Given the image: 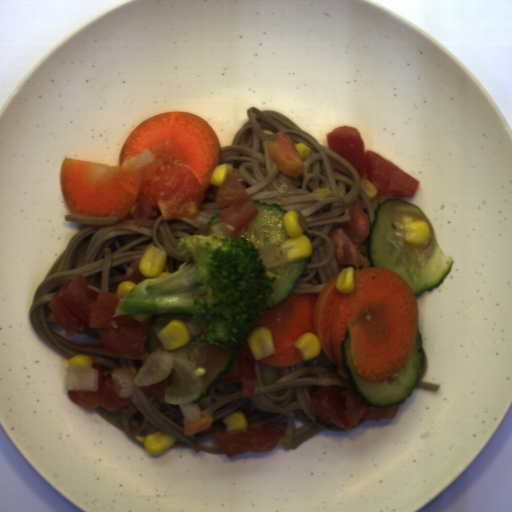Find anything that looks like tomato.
<instances>
[{
	"instance_id": "obj_4",
	"label": "tomato",
	"mask_w": 512,
	"mask_h": 512,
	"mask_svg": "<svg viewBox=\"0 0 512 512\" xmlns=\"http://www.w3.org/2000/svg\"><path fill=\"white\" fill-rule=\"evenodd\" d=\"M399 405L387 408H370L352 388L341 392L332 386H322L309 398L308 410L321 419H329L334 425L350 430L364 418L367 421L381 422L393 420L399 412Z\"/></svg>"
},
{
	"instance_id": "obj_10",
	"label": "tomato",
	"mask_w": 512,
	"mask_h": 512,
	"mask_svg": "<svg viewBox=\"0 0 512 512\" xmlns=\"http://www.w3.org/2000/svg\"><path fill=\"white\" fill-rule=\"evenodd\" d=\"M268 153L276 169L287 176L298 179L304 171V161L295 148V142L284 131L269 142Z\"/></svg>"
},
{
	"instance_id": "obj_12",
	"label": "tomato",
	"mask_w": 512,
	"mask_h": 512,
	"mask_svg": "<svg viewBox=\"0 0 512 512\" xmlns=\"http://www.w3.org/2000/svg\"><path fill=\"white\" fill-rule=\"evenodd\" d=\"M140 260L141 259L139 258L131 262V264L128 266L125 272L123 281H133L137 285L138 283L147 278L144 275H142L139 270Z\"/></svg>"
},
{
	"instance_id": "obj_1",
	"label": "tomato",
	"mask_w": 512,
	"mask_h": 512,
	"mask_svg": "<svg viewBox=\"0 0 512 512\" xmlns=\"http://www.w3.org/2000/svg\"><path fill=\"white\" fill-rule=\"evenodd\" d=\"M121 299L116 293H97L89 289L86 278L76 275L58 288L47 303L55 323L65 329L68 338L78 330L98 329L99 338L108 355L130 360H145L148 356L146 342L149 327L156 321L138 322L131 314L114 317Z\"/></svg>"
},
{
	"instance_id": "obj_11",
	"label": "tomato",
	"mask_w": 512,
	"mask_h": 512,
	"mask_svg": "<svg viewBox=\"0 0 512 512\" xmlns=\"http://www.w3.org/2000/svg\"><path fill=\"white\" fill-rule=\"evenodd\" d=\"M168 387V377L156 382L154 384L141 386L143 392L146 395H149L151 397L155 398H165L166 389Z\"/></svg>"
},
{
	"instance_id": "obj_8",
	"label": "tomato",
	"mask_w": 512,
	"mask_h": 512,
	"mask_svg": "<svg viewBox=\"0 0 512 512\" xmlns=\"http://www.w3.org/2000/svg\"><path fill=\"white\" fill-rule=\"evenodd\" d=\"M98 371L99 389L98 391H67L69 398L84 410L94 411L102 404L109 411L118 410L133 402L132 398H120L112 378L105 383L102 368L99 362H94L91 366Z\"/></svg>"
},
{
	"instance_id": "obj_6",
	"label": "tomato",
	"mask_w": 512,
	"mask_h": 512,
	"mask_svg": "<svg viewBox=\"0 0 512 512\" xmlns=\"http://www.w3.org/2000/svg\"><path fill=\"white\" fill-rule=\"evenodd\" d=\"M288 421L280 426L263 425L237 431H213L215 443L226 457L245 452L273 451L277 446L290 445L292 437L285 433Z\"/></svg>"
},
{
	"instance_id": "obj_7",
	"label": "tomato",
	"mask_w": 512,
	"mask_h": 512,
	"mask_svg": "<svg viewBox=\"0 0 512 512\" xmlns=\"http://www.w3.org/2000/svg\"><path fill=\"white\" fill-rule=\"evenodd\" d=\"M215 204L228 207L220 211L219 217L234 236L260 214L246 187L232 172L218 188Z\"/></svg>"
},
{
	"instance_id": "obj_9",
	"label": "tomato",
	"mask_w": 512,
	"mask_h": 512,
	"mask_svg": "<svg viewBox=\"0 0 512 512\" xmlns=\"http://www.w3.org/2000/svg\"><path fill=\"white\" fill-rule=\"evenodd\" d=\"M255 357L246 341L238 344L237 358L231 370L217 381L216 386L241 385V398L254 396L256 370Z\"/></svg>"
},
{
	"instance_id": "obj_3",
	"label": "tomato",
	"mask_w": 512,
	"mask_h": 512,
	"mask_svg": "<svg viewBox=\"0 0 512 512\" xmlns=\"http://www.w3.org/2000/svg\"><path fill=\"white\" fill-rule=\"evenodd\" d=\"M325 137L327 148L348 161L360 179L369 180L378 191L377 197L414 198L420 181L375 151L366 150L359 129L339 125Z\"/></svg>"
},
{
	"instance_id": "obj_5",
	"label": "tomato",
	"mask_w": 512,
	"mask_h": 512,
	"mask_svg": "<svg viewBox=\"0 0 512 512\" xmlns=\"http://www.w3.org/2000/svg\"><path fill=\"white\" fill-rule=\"evenodd\" d=\"M364 205L359 197L345 208L344 215H350L351 221L332 227L326 236L334 244V256L338 266H362L366 261L359 250L361 244L370 236L371 225Z\"/></svg>"
},
{
	"instance_id": "obj_2",
	"label": "tomato",
	"mask_w": 512,
	"mask_h": 512,
	"mask_svg": "<svg viewBox=\"0 0 512 512\" xmlns=\"http://www.w3.org/2000/svg\"><path fill=\"white\" fill-rule=\"evenodd\" d=\"M136 170L141 183L129 212L138 229L143 221L158 214L166 221L199 218L206 191L184 163L157 158Z\"/></svg>"
}]
</instances>
